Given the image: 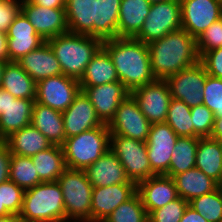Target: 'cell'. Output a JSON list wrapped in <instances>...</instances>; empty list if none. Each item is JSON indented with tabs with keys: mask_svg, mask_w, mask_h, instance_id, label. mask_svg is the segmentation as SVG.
I'll use <instances>...</instances> for the list:
<instances>
[{
	"mask_svg": "<svg viewBox=\"0 0 222 222\" xmlns=\"http://www.w3.org/2000/svg\"><path fill=\"white\" fill-rule=\"evenodd\" d=\"M102 48L109 54L119 81L130 92L156 80L146 43L131 37H117L103 41Z\"/></svg>",
	"mask_w": 222,
	"mask_h": 222,
	"instance_id": "6da1fadb",
	"label": "cell"
},
{
	"mask_svg": "<svg viewBox=\"0 0 222 222\" xmlns=\"http://www.w3.org/2000/svg\"><path fill=\"white\" fill-rule=\"evenodd\" d=\"M147 45L151 71L156 80H166L200 61L196 39L182 28Z\"/></svg>",
	"mask_w": 222,
	"mask_h": 222,
	"instance_id": "7a4b0ae2",
	"label": "cell"
},
{
	"mask_svg": "<svg viewBox=\"0 0 222 222\" xmlns=\"http://www.w3.org/2000/svg\"><path fill=\"white\" fill-rule=\"evenodd\" d=\"M58 59L62 74L80 80L86 66L102 48L96 37L66 32L46 41Z\"/></svg>",
	"mask_w": 222,
	"mask_h": 222,
	"instance_id": "3957f363",
	"label": "cell"
},
{
	"mask_svg": "<svg viewBox=\"0 0 222 222\" xmlns=\"http://www.w3.org/2000/svg\"><path fill=\"white\" fill-rule=\"evenodd\" d=\"M19 217L25 222L65 221L64 200L59 183L41 182L25 190Z\"/></svg>",
	"mask_w": 222,
	"mask_h": 222,
	"instance_id": "277c9868",
	"label": "cell"
},
{
	"mask_svg": "<svg viewBox=\"0 0 222 222\" xmlns=\"http://www.w3.org/2000/svg\"><path fill=\"white\" fill-rule=\"evenodd\" d=\"M107 124L66 138L61 145L67 168L86 170L110 149Z\"/></svg>",
	"mask_w": 222,
	"mask_h": 222,
	"instance_id": "5b68a950",
	"label": "cell"
},
{
	"mask_svg": "<svg viewBox=\"0 0 222 222\" xmlns=\"http://www.w3.org/2000/svg\"><path fill=\"white\" fill-rule=\"evenodd\" d=\"M57 182L63 194L65 220L91 222L93 186L86 171L66 168Z\"/></svg>",
	"mask_w": 222,
	"mask_h": 222,
	"instance_id": "8992f818",
	"label": "cell"
},
{
	"mask_svg": "<svg viewBox=\"0 0 222 222\" xmlns=\"http://www.w3.org/2000/svg\"><path fill=\"white\" fill-rule=\"evenodd\" d=\"M110 149L123 165L127 177L136 184L156 175L149 163L146 142L111 135Z\"/></svg>",
	"mask_w": 222,
	"mask_h": 222,
	"instance_id": "52a82bcc",
	"label": "cell"
},
{
	"mask_svg": "<svg viewBox=\"0 0 222 222\" xmlns=\"http://www.w3.org/2000/svg\"><path fill=\"white\" fill-rule=\"evenodd\" d=\"M182 28L180 1H164L151 5L140 32L134 37L150 43Z\"/></svg>",
	"mask_w": 222,
	"mask_h": 222,
	"instance_id": "ba28073f",
	"label": "cell"
},
{
	"mask_svg": "<svg viewBox=\"0 0 222 222\" xmlns=\"http://www.w3.org/2000/svg\"><path fill=\"white\" fill-rule=\"evenodd\" d=\"M151 123L141 112L138 103L130 94L119 105L107 124L111 135H121L146 142Z\"/></svg>",
	"mask_w": 222,
	"mask_h": 222,
	"instance_id": "9c48e42d",
	"label": "cell"
},
{
	"mask_svg": "<svg viewBox=\"0 0 222 222\" xmlns=\"http://www.w3.org/2000/svg\"><path fill=\"white\" fill-rule=\"evenodd\" d=\"M81 91L79 80L60 74L36 83L35 101L64 112Z\"/></svg>",
	"mask_w": 222,
	"mask_h": 222,
	"instance_id": "30bf717a",
	"label": "cell"
},
{
	"mask_svg": "<svg viewBox=\"0 0 222 222\" xmlns=\"http://www.w3.org/2000/svg\"><path fill=\"white\" fill-rule=\"evenodd\" d=\"M207 76L206 68L199 61L197 64L173 74L165 81L170 88L172 98L182 100L192 108L203 103L204 83Z\"/></svg>",
	"mask_w": 222,
	"mask_h": 222,
	"instance_id": "8fae6325",
	"label": "cell"
},
{
	"mask_svg": "<svg viewBox=\"0 0 222 222\" xmlns=\"http://www.w3.org/2000/svg\"><path fill=\"white\" fill-rule=\"evenodd\" d=\"M130 94L151 124L165 123L172 99L170 88L165 80H155L150 84L137 87Z\"/></svg>",
	"mask_w": 222,
	"mask_h": 222,
	"instance_id": "7c38bea8",
	"label": "cell"
},
{
	"mask_svg": "<svg viewBox=\"0 0 222 222\" xmlns=\"http://www.w3.org/2000/svg\"><path fill=\"white\" fill-rule=\"evenodd\" d=\"M178 139L177 134L167 123H153L146 141L148 159L156 175H165Z\"/></svg>",
	"mask_w": 222,
	"mask_h": 222,
	"instance_id": "4fadbf2b",
	"label": "cell"
},
{
	"mask_svg": "<svg viewBox=\"0 0 222 222\" xmlns=\"http://www.w3.org/2000/svg\"><path fill=\"white\" fill-rule=\"evenodd\" d=\"M182 29L197 39L204 30L222 17L218 0H180Z\"/></svg>",
	"mask_w": 222,
	"mask_h": 222,
	"instance_id": "5bb4252c",
	"label": "cell"
},
{
	"mask_svg": "<svg viewBox=\"0 0 222 222\" xmlns=\"http://www.w3.org/2000/svg\"><path fill=\"white\" fill-rule=\"evenodd\" d=\"M21 12L45 41L69 31L65 9L42 7L21 0Z\"/></svg>",
	"mask_w": 222,
	"mask_h": 222,
	"instance_id": "9a60e30c",
	"label": "cell"
},
{
	"mask_svg": "<svg viewBox=\"0 0 222 222\" xmlns=\"http://www.w3.org/2000/svg\"><path fill=\"white\" fill-rule=\"evenodd\" d=\"M137 192L133 181L105 187H93L91 200V222H103L113 210Z\"/></svg>",
	"mask_w": 222,
	"mask_h": 222,
	"instance_id": "2e32d148",
	"label": "cell"
},
{
	"mask_svg": "<svg viewBox=\"0 0 222 222\" xmlns=\"http://www.w3.org/2000/svg\"><path fill=\"white\" fill-rule=\"evenodd\" d=\"M95 108L97 117L108 124L120 103L130 95V91L120 82H111L93 87H81Z\"/></svg>",
	"mask_w": 222,
	"mask_h": 222,
	"instance_id": "e0dca14e",
	"label": "cell"
},
{
	"mask_svg": "<svg viewBox=\"0 0 222 222\" xmlns=\"http://www.w3.org/2000/svg\"><path fill=\"white\" fill-rule=\"evenodd\" d=\"M45 42L26 16L20 12L7 32L8 61H19Z\"/></svg>",
	"mask_w": 222,
	"mask_h": 222,
	"instance_id": "ac0fdd59",
	"label": "cell"
},
{
	"mask_svg": "<svg viewBox=\"0 0 222 222\" xmlns=\"http://www.w3.org/2000/svg\"><path fill=\"white\" fill-rule=\"evenodd\" d=\"M62 118L66 138L103 125L83 91H80L72 104L62 112Z\"/></svg>",
	"mask_w": 222,
	"mask_h": 222,
	"instance_id": "d6986e66",
	"label": "cell"
},
{
	"mask_svg": "<svg viewBox=\"0 0 222 222\" xmlns=\"http://www.w3.org/2000/svg\"><path fill=\"white\" fill-rule=\"evenodd\" d=\"M137 192L148 215L178 198L173 178L166 175H155L140 181Z\"/></svg>",
	"mask_w": 222,
	"mask_h": 222,
	"instance_id": "ffe728a7",
	"label": "cell"
},
{
	"mask_svg": "<svg viewBox=\"0 0 222 222\" xmlns=\"http://www.w3.org/2000/svg\"><path fill=\"white\" fill-rule=\"evenodd\" d=\"M17 62L36 83L62 74L60 63L47 42L24 55Z\"/></svg>",
	"mask_w": 222,
	"mask_h": 222,
	"instance_id": "44dd1931",
	"label": "cell"
},
{
	"mask_svg": "<svg viewBox=\"0 0 222 222\" xmlns=\"http://www.w3.org/2000/svg\"><path fill=\"white\" fill-rule=\"evenodd\" d=\"M85 171L93 187H105L128 183L130 181L123 165L111 149L104 153Z\"/></svg>",
	"mask_w": 222,
	"mask_h": 222,
	"instance_id": "7402d4cb",
	"label": "cell"
},
{
	"mask_svg": "<svg viewBox=\"0 0 222 222\" xmlns=\"http://www.w3.org/2000/svg\"><path fill=\"white\" fill-rule=\"evenodd\" d=\"M35 100L14 98L10 93L8 105L0 113V140H5L14 132L31 125Z\"/></svg>",
	"mask_w": 222,
	"mask_h": 222,
	"instance_id": "603a6c76",
	"label": "cell"
},
{
	"mask_svg": "<svg viewBox=\"0 0 222 222\" xmlns=\"http://www.w3.org/2000/svg\"><path fill=\"white\" fill-rule=\"evenodd\" d=\"M31 125L37 128L52 145H62L66 140L62 112L35 101Z\"/></svg>",
	"mask_w": 222,
	"mask_h": 222,
	"instance_id": "cb8c5ba5",
	"label": "cell"
},
{
	"mask_svg": "<svg viewBox=\"0 0 222 222\" xmlns=\"http://www.w3.org/2000/svg\"><path fill=\"white\" fill-rule=\"evenodd\" d=\"M151 5L147 0H121L117 37L134 38L140 32Z\"/></svg>",
	"mask_w": 222,
	"mask_h": 222,
	"instance_id": "d4e9b609",
	"label": "cell"
},
{
	"mask_svg": "<svg viewBox=\"0 0 222 222\" xmlns=\"http://www.w3.org/2000/svg\"><path fill=\"white\" fill-rule=\"evenodd\" d=\"M195 167L221 184L222 142L210 137H200L196 150Z\"/></svg>",
	"mask_w": 222,
	"mask_h": 222,
	"instance_id": "484cf974",
	"label": "cell"
},
{
	"mask_svg": "<svg viewBox=\"0 0 222 222\" xmlns=\"http://www.w3.org/2000/svg\"><path fill=\"white\" fill-rule=\"evenodd\" d=\"M97 0H66L65 12L69 32L93 37Z\"/></svg>",
	"mask_w": 222,
	"mask_h": 222,
	"instance_id": "4316f807",
	"label": "cell"
},
{
	"mask_svg": "<svg viewBox=\"0 0 222 222\" xmlns=\"http://www.w3.org/2000/svg\"><path fill=\"white\" fill-rule=\"evenodd\" d=\"M178 197L191 201L193 198L210 193L218 188V183L200 169L194 167L173 177Z\"/></svg>",
	"mask_w": 222,
	"mask_h": 222,
	"instance_id": "83f0119b",
	"label": "cell"
},
{
	"mask_svg": "<svg viewBox=\"0 0 222 222\" xmlns=\"http://www.w3.org/2000/svg\"><path fill=\"white\" fill-rule=\"evenodd\" d=\"M0 88L9 92L14 98L28 100L36 98V82L16 61L6 62Z\"/></svg>",
	"mask_w": 222,
	"mask_h": 222,
	"instance_id": "f1b7e54d",
	"label": "cell"
},
{
	"mask_svg": "<svg viewBox=\"0 0 222 222\" xmlns=\"http://www.w3.org/2000/svg\"><path fill=\"white\" fill-rule=\"evenodd\" d=\"M14 155L32 157L52 146L50 141L32 125L23 127L4 140Z\"/></svg>",
	"mask_w": 222,
	"mask_h": 222,
	"instance_id": "f546056e",
	"label": "cell"
},
{
	"mask_svg": "<svg viewBox=\"0 0 222 222\" xmlns=\"http://www.w3.org/2000/svg\"><path fill=\"white\" fill-rule=\"evenodd\" d=\"M119 81L115 66L109 54L101 48L86 66L79 80L80 87H93Z\"/></svg>",
	"mask_w": 222,
	"mask_h": 222,
	"instance_id": "4dcf8cb0",
	"label": "cell"
},
{
	"mask_svg": "<svg viewBox=\"0 0 222 222\" xmlns=\"http://www.w3.org/2000/svg\"><path fill=\"white\" fill-rule=\"evenodd\" d=\"M121 0H97L96 21L93 22V37L102 41L117 38Z\"/></svg>",
	"mask_w": 222,
	"mask_h": 222,
	"instance_id": "1f68e13d",
	"label": "cell"
},
{
	"mask_svg": "<svg viewBox=\"0 0 222 222\" xmlns=\"http://www.w3.org/2000/svg\"><path fill=\"white\" fill-rule=\"evenodd\" d=\"M31 158L42 182L57 181L67 168L63 149L60 145H52L47 150L38 152Z\"/></svg>",
	"mask_w": 222,
	"mask_h": 222,
	"instance_id": "d6a6232c",
	"label": "cell"
},
{
	"mask_svg": "<svg viewBox=\"0 0 222 222\" xmlns=\"http://www.w3.org/2000/svg\"><path fill=\"white\" fill-rule=\"evenodd\" d=\"M199 139L200 137H178L166 176L173 177L195 167Z\"/></svg>",
	"mask_w": 222,
	"mask_h": 222,
	"instance_id": "836d02e7",
	"label": "cell"
},
{
	"mask_svg": "<svg viewBox=\"0 0 222 222\" xmlns=\"http://www.w3.org/2000/svg\"><path fill=\"white\" fill-rule=\"evenodd\" d=\"M9 180L24 190L30 189L42 181L39 179L32 158L11 154Z\"/></svg>",
	"mask_w": 222,
	"mask_h": 222,
	"instance_id": "e575fe53",
	"label": "cell"
},
{
	"mask_svg": "<svg viewBox=\"0 0 222 222\" xmlns=\"http://www.w3.org/2000/svg\"><path fill=\"white\" fill-rule=\"evenodd\" d=\"M178 137H193L191 108L182 100L172 98L165 120Z\"/></svg>",
	"mask_w": 222,
	"mask_h": 222,
	"instance_id": "d590c367",
	"label": "cell"
},
{
	"mask_svg": "<svg viewBox=\"0 0 222 222\" xmlns=\"http://www.w3.org/2000/svg\"><path fill=\"white\" fill-rule=\"evenodd\" d=\"M103 222H149L139 193L120 204Z\"/></svg>",
	"mask_w": 222,
	"mask_h": 222,
	"instance_id": "8d00e7d4",
	"label": "cell"
},
{
	"mask_svg": "<svg viewBox=\"0 0 222 222\" xmlns=\"http://www.w3.org/2000/svg\"><path fill=\"white\" fill-rule=\"evenodd\" d=\"M189 206L208 222L222 221V198L218 188L210 193L193 198L189 201Z\"/></svg>",
	"mask_w": 222,
	"mask_h": 222,
	"instance_id": "74e56055",
	"label": "cell"
},
{
	"mask_svg": "<svg viewBox=\"0 0 222 222\" xmlns=\"http://www.w3.org/2000/svg\"><path fill=\"white\" fill-rule=\"evenodd\" d=\"M203 103L214 114V118L222 117V79L207 76L204 83Z\"/></svg>",
	"mask_w": 222,
	"mask_h": 222,
	"instance_id": "f35d334b",
	"label": "cell"
},
{
	"mask_svg": "<svg viewBox=\"0 0 222 222\" xmlns=\"http://www.w3.org/2000/svg\"><path fill=\"white\" fill-rule=\"evenodd\" d=\"M25 190L13 181L0 184L1 208H6L11 214L19 215L22 209Z\"/></svg>",
	"mask_w": 222,
	"mask_h": 222,
	"instance_id": "ab89813d",
	"label": "cell"
},
{
	"mask_svg": "<svg viewBox=\"0 0 222 222\" xmlns=\"http://www.w3.org/2000/svg\"><path fill=\"white\" fill-rule=\"evenodd\" d=\"M189 202L178 197L164 207L153 210L148 215L149 222H180Z\"/></svg>",
	"mask_w": 222,
	"mask_h": 222,
	"instance_id": "60d3db41",
	"label": "cell"
},
{
	"mask_svg": "<svg viewBox=\"0 0 222 222\" xmlns=\"http://www.w3.org/2000/svg\"><path fill=\"white\" fill-rule=\"evenodd\" d=\"M196 44L200 58L206 52L222 47V17L202 32L196 39Z\"/></svg>",
	"mask_w": 222,
	"mask_h": 222,
	"instance_id": "b9f144b4",
	"label": "cell"
},
{
	"mask_svg": "<svg viewBox=\"0 0 222 222\" xmlns=\"http://www.w3.org/2000/svg\"><path fill=\"white\" fill-rule=\"evenodd\" d=\"M193 137H210L214 125V114L204 104L191 108Z\"/></svg>",
	"mask_w": 222,
	"mask_h": 222,
	"instance_id": "7bdbcfd3",
	"label": "cell"
},
{
	"mask_svg": "<svg viewBox=\"0 0 222 222\" xmlns=\"http://www.w3.org/2000/svg\"><path fill=\"white\" fill-rule=\"evenodd\" d=\"M21 12V0H0V32L7 33Z\"/></svg>",
	"mask_w": 222,
	"mask_h": 222,
	"instance_id": "ee69618b",
	"label": "cell"
},
{
	"mask_svg": "<svg viewBox=\"0 0 222 222\" xmlns=\"http://www.w3.org/2000/svg\"><path fill=\"white\" fill-rule=\"evenodd\" d=\"M200 62L209 76L222 79V47L206 52Z\"/></svg>",
	"mask_w": 222,
	"mask_h": 222,
	"instance_id": "f6af8a7d",
	"label": "cell"
},
{
	"mask_svg": "<svg viewBox=\"0 0 222 222\" xmlns=\"http://www.w3.org/2000/svg\"><path fill=\"white\" fill-rule=\"evenodd\" d=\"M11 154L7 143L0 140V184L9 180Z\"/></svg>",
	"mask_w": 222,
	"mask_h": 222,
	"instance_id": "bcb514c9",
	"label": "cell"
},
{
	"mask_svg": "<svg viewBox=\"0 0 222 222\" xmlns=\"http://www.w3.org/2000/svg\"><path fill=\"white\" fill-rule=\"evenodd\" d=\"M180 222H208L201 214L195 211L191 206L185 209Z\"/></svg>",
	"mask_w": 222,
	"mask_h": 222,
	"instance_id": "7dc6e473",
	"label": "cell"
},
{
	"mask_svg": "<svg viewBox=\"0 0 222 222\" xmlns=\"http://www.w3.org/2000/svg\"><path fill=\"white\" fill-rule=\"evenodd\" d=\"M29 2L47 8L65 9L66 0H28Z\"/></svg>",
	"mask_w": 222,
	"mask_h": 222,
	"instance_id": "c3c4849f",
	"label": "cell"
},
{
	"mask_svg": "<svg viewBox=\"0 0 222 222\" xmlns=\"http://www.w3.org/2000/svg\"><path fill=\"white\" fill-rule=\"evenodd\" d=\"M0 61L8 62L7 33L0 32Z\"/></svg>",
	"mask_w": 222,
	"mask_h": 222,
	"instance_id": "681fc988",
	"label": "cell"
},
{
	"mask_svg": "<svg viewBox=\"0 0 222 222\" xmlns=\"http://www.w3.org/2000/svg\"><path fill=\"white\" fill-rule=\"evenodd\" d=\"M210 138H213L222 142V117L214 119V125H213Z\"/></svg>",
	"mask_w": 222,
	"mask_h": 222,
	"instance_id": "f907efd6",
	"label": "cell"
},
{
	"mask_svg": "<svg viewBox=\"0 0 222 222\" xmlns=\"http://www.w3.org/2000/svg\"><path fill=\"white\" fill-rule=\"evenodd\" d=\"M8 96H9V92L0 88V113L8 105Z\"/></svg>",
	"mask_w": 222,
	"mask_h": 222,
	"instance_id": "816d5d0a",
	"label": "cell"
},
{
	"mask_svg": "<svg viewBox=\"0 0 222 222\" xmlns=\"http://www.w3.org/2000/svg\"><path fill=\"white\" fill-rule=\"evenodd\" d=\"M21 218L17 214H10L0 217V222H21Z\"/></svg>",
	"mask_w": 222,
	"mask_h": 222,
	"instance_id": "f5cc1de1",
	"label": "cell"
},
{
	"mask_svg": "<svg viewBox=\"0 0 222 222\" xmlns=\"http://www.w3.org/2000/svg\"><path fill=\"white\" fill-rule=\"evenodd\" d=\"M11 213L6 208H1V198H0V217L10 215Z\"/></svg>",
	"mask_w": 222,
	"mask_h": 222,
	"instance_id": "db71d44e",
	"label": "cell"
},
{
	"mask_svg": "<svg viewBox=\"0 0 222 222\" xmlns=\"http://www.w3.org/2000/svg\"><path fill=\"white\" fill-rule=\"evenodd\" d=\"M5 64H6V62L0 61V85H1V82H2V77H3V71H4Z\"/></svg>",
	"mask_w": 222,
	"mask_h": 222,
	"instance_id": "11a10c76",
	"label": "cell"
},
{
	"mask_svg": "<svg viewBox=\"0 0 222 222\" xmlns=\"http://www.w3.org/2000/svg\"><path fill=\"white\" fill-rule=\"evenodd\" d=\"M147 1L151 4H154V3L164 2V1H180V0H147Z\"/></svg>",
	"mask_w": 222,
	"mask_h": 222,
	"instance_id": "9f6ffc18",
	"label": "cell"
},
{
	"mask_svg": "<svg viewBox=\"0 0 222 222\" xmlns=\"http://www.w3.org/2000/svg\"><path fill=\"white\" fill-rule=\"evenodd\" d=\"M218 189H219V191H220V193H221V198H222V183H221V184H218Z\"/></svg>",
	"mask_w": 222,
	"mask_h": 222,
	"instance_id": "6f0895ef",
	"label": "cell"
},
{
	"mask_svg": "<svg viewBox=\"0 0 222 222\" xmlns=\"http://www.w3.org/2000/svg\"><path fill=\"white\" fill-rule=\"evenodd\" d=\"M60 222H77V221H74V220H65V221H60Z\"/></svg>",
	"mask_w": 222,
	"mask_h": 222,
	"instance_id": "680465c9",
	"label": "cell"
}]
</instances>
